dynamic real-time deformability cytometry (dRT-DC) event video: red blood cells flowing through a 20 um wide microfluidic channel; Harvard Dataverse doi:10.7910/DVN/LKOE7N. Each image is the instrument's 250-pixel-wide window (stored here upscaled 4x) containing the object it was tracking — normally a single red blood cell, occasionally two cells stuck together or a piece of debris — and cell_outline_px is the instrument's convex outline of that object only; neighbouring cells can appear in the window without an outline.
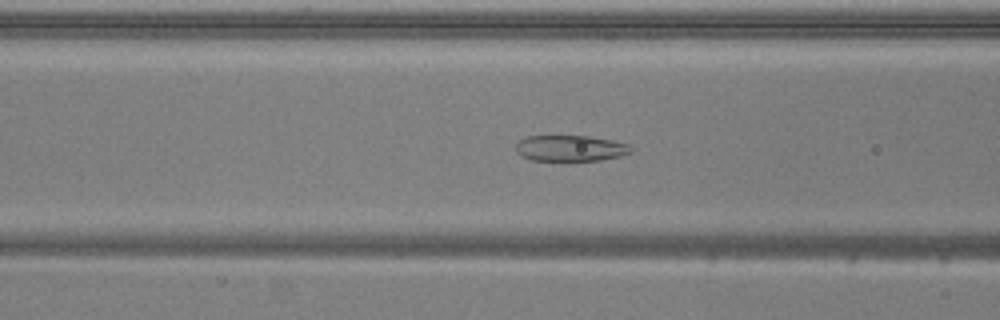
{"species": "common noctule bat (a hibernating species)", "species_latin": "Nyctalus noctula", "temperature_condition": "warm", "stored_images_in_passage": 39, "camera_frame_rate_fps": 3000, "um_per_image_px": 0.085, "animal": {"sex": "male", "body_mass_g": 20.5, "forearm_length_mm": 52.5}, "frame": {"image": 1, "passage_image": 19, "time_ms": 6.0, "image_size_px": [1000, 320], "cell_outline_px": [[632, 152], [620, 156], [600, 160], [532, 160], [520, 156], [516, 152], [516, 144], [524, 136], [588, 136], [612, 140], [628, 144], [632, 148]], "centroid_in_image_um": [48.46, 12.59], "position_along_channel_um": 118.1, "area_um2": 17.4}}
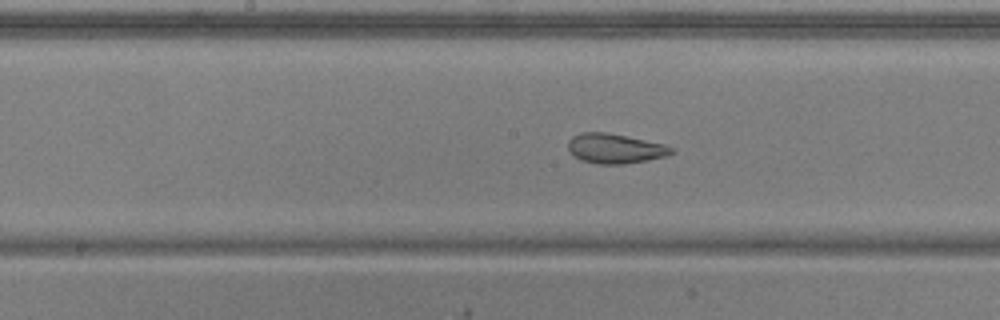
{"frame": {"image": 2, "passage_image": 25, "time_ms": 8.0, "image_size_px": [1000, 320], "cell_outline_px": [[676, 152], [664, 156], [648, 160], [624, 164], [596, 164], [580, 160], [568, 148], [568, 140], [572, 136], [580, 132], [608, 132], [628, 136], [664, 144], [676, 148]], "centroid_in_image_um": [52.3, 12.61], "position_along_channel_um": 195.9, "area_um2": 18.09}}
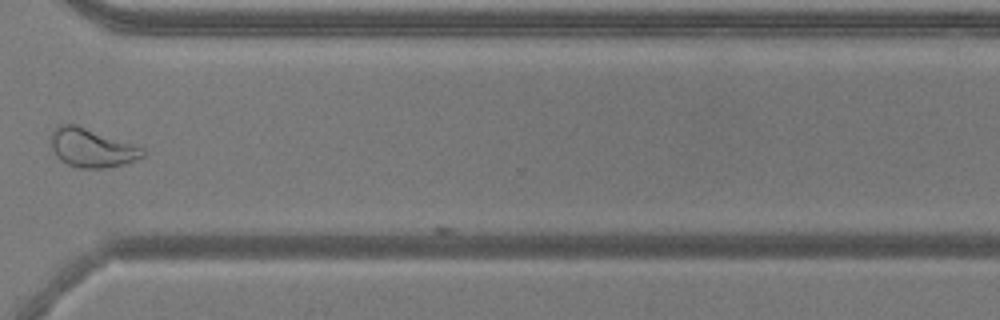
{"frame": {"image": 3, "passage_image": 38, "time_ms": 12.333, "image_size_px": [1000, 320], "cell_outline_px": [[144, 156], [124, 164], [104, 168], [80, 168], [68, 164], [60, 160], [56, 156], [48, 140], [48, 136], [56, 124], [76, 124], [144, 148]], "centroid_in_image_um": [7.72, 12.55], "position_along_channel_um": 362.9, "area_um2": 20.87}}